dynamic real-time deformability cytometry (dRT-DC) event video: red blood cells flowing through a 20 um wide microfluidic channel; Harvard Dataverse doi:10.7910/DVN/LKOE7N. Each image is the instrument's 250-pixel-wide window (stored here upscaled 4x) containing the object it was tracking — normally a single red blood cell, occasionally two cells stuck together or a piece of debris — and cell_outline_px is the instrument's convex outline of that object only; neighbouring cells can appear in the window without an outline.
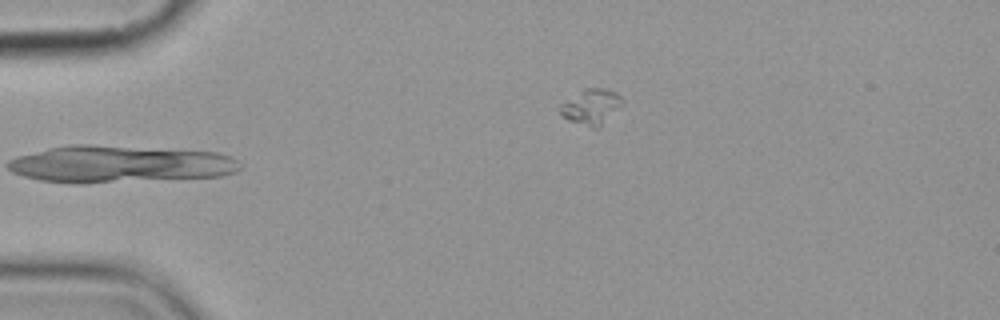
{"species": "common noctule bat (a hibernating species)", "species_latin": "Nyctalus noctula", "temperature_condition": "cold", "stored_images_in_passage": 6, "camera_frame_rate_fps": 3000, "um_per_image_px": 0.085, "animal": {"sex": "female", "body_mass_g": 19.9}, "frame": {"image": 1, "passage_image": 6, "time_ms": 6.0, "image_size_px": [1000, 320], "cell_outline_px": [[624, 100], [600, 128], [592, 128], [568, 120], [560, 112], [560, 104], [584, 88], [604, 88], [616, 92]], "centroid_in_image_um": [50.25, 9.07], "position_along_channel_um": 34.8, "area_um2": 12.66}}